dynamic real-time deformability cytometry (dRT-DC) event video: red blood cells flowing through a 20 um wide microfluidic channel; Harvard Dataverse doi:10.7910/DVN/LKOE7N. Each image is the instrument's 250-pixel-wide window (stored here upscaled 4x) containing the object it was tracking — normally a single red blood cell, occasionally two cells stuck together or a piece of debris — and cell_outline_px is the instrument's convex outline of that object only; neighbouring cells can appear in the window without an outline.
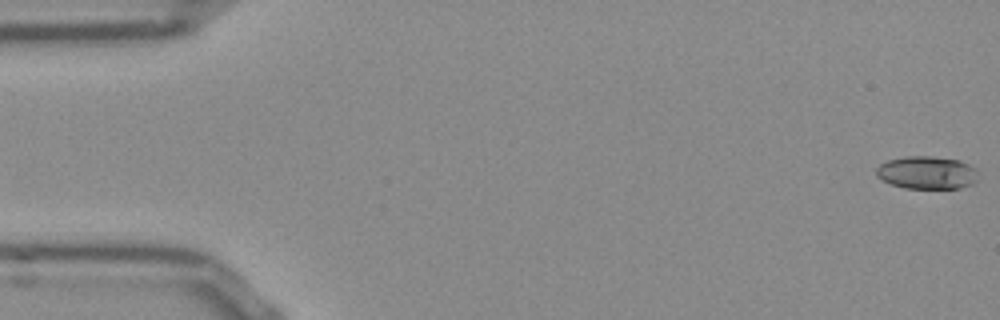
{"species": "Egyptian fruit bat (a non-hibernating species)", "species_latin": "Rousettus aegyptiacus", "temperature_condition": "room temperature", "stored_images_in_passage": 53, "camera_frame_rate_fps": 3000, "um_per_image_px": 0.085, "frame": {"image": 1, "passage_image": 1, "time_ms": 0.0, "image_size_px": [1000, 320], "cell_outline_px": [[976, 180], [972, 184], [960, 188], [904, 188], [892, 184], [876, 176], [876, 168], [880, 164], [888, 160], [904, 156], [932, 156], [956, 160], [968, 164], [976, 168]], "centroid_in_image_um": [78.76, 14.67], "position_along_channel_um": 6.2, "area_um2": 19.36}}
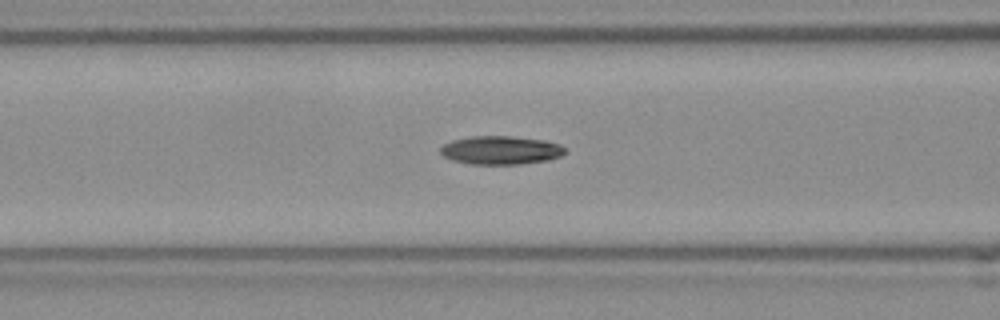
{"frame": {"image": 2, "passage_image": 21, "time_ms": 6.667, "image_size_px": [1000, 320], "cell_outline_px": [[564, 152], [560, 156], [548, 160], [520, 164], [468, 164], [452, 160], [444, 156], [440, 152], [440, 148], [444, 144], [452, 140], [468, 136], [512, 136], [544, 140], [560, 144], [564, 148]], "centroid_in_image_um": [42.53, 12.76], "position_along_channel_um": 124.1, "area_um2": 20.69}}
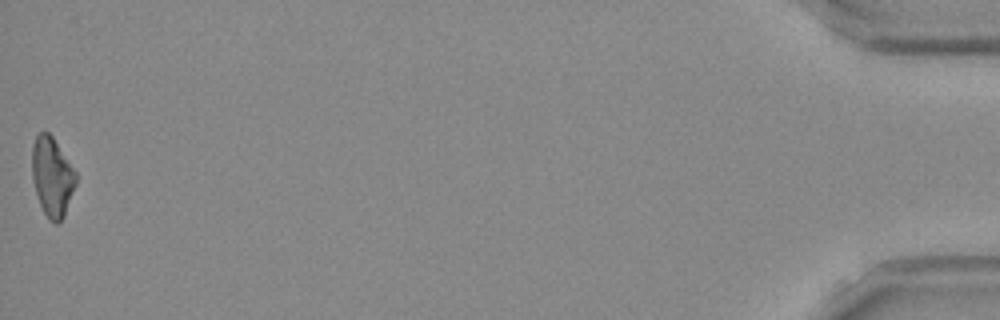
{"frame": {"image": 3, "passage_image": 53, "time_ms": 17.333, "image_size_px": [1000, 320], "cell_outline_px": [[76, 184], [64, 216], [56, 224], [44, 212], [40, 204], [32, 180], [32, 144], [36, 136], [40, 132], [48, 132], [52, 136], [76, 172]], "centroid_in_image_um": [4.42, 15.0], "position_along_channel_um": 430.8, "area_um2": 19.94}, "authors_computed_cell_mechanics": {"area_um2": 20.1144, "velocity_mm_per_s": 3.8469, "shape_relaxation_time_tau1_ms": 7.3542, "shape_relaxation_time_tau2_ms": null, "deformation_change_tau1": 0.1978, "deformation_change_tau2": null}}